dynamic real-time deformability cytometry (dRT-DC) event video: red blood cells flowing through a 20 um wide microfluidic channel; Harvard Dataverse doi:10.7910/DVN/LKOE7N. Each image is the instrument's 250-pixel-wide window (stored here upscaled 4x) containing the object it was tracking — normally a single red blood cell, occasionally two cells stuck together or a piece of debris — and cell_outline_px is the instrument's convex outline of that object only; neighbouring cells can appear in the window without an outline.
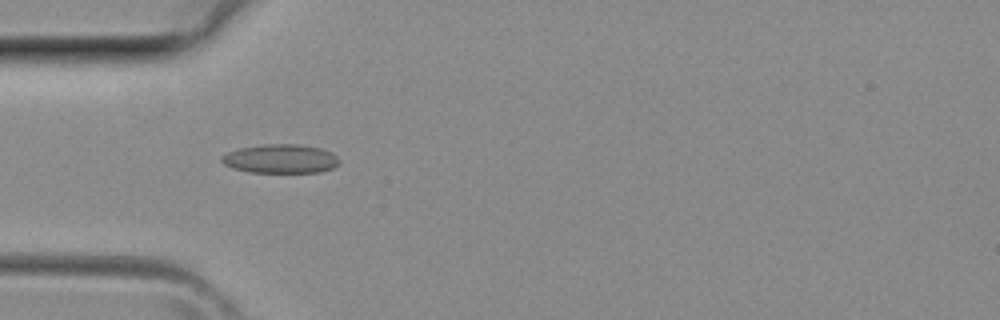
{"species": "common noctule bat (a hibernating species)", "species_latin": "Nyctalus noctula", "temperature_condition": "room temperature", "stored_images_in_passage": 30, "camera_frame_rate_fps": 3000, "um_per_image_px": 0.085, "animal": {"sex": "female", "body_mass_g": 29.2, "forearm_length_mm": 56.3}, "frame": {"image": 1, "passage_image": 3, "time_ms": 0.667, "image_size_px": [1000, 320], "cell_outline_px": [[340, 164], [332, 168], [320, 172], [248, 172], [232, 168], [224, 164], [220, 160], [220, 156], [228, 152], [240, 148], [264, 144], [296, 144], [320, 148], [332, 152], [340, 160]], "centroid_in_image_um": [23.84, 13.5], "position_along_channel_um": 61.2, "area_um2": 19.88}}
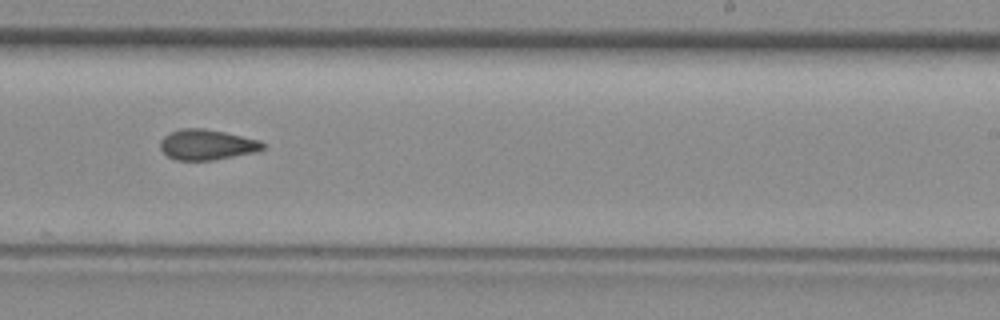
{"frame": {"image": 2, "passage_image": 15, "time_ms": 4.667, "image_size_px": [1000, 320], "cell_outline_px": [[264, 148], [256, 152], [212, 160], [176, 160], [168, 156], [160, 148], [160, 140], [164, 136], [180, 128], [200, 128], [224, 132], [260, 140], [264, 144]], "centroid_in_image_um": [17.58, 12.3], "position_along_channel_um": 271.4, "area_um2": 18.03}}
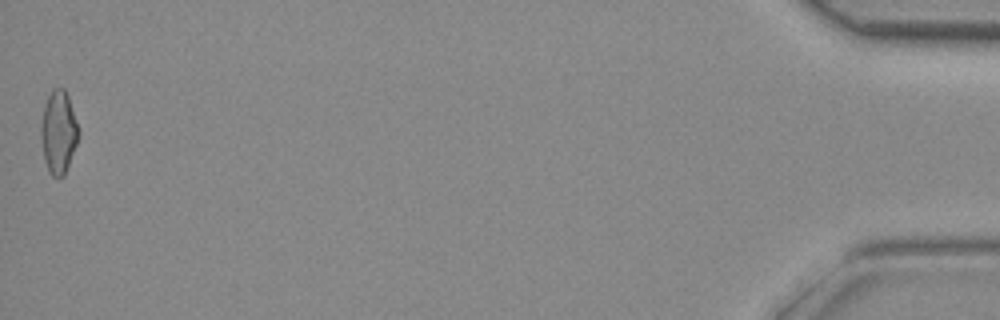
{"frame": {"image": 3, "passage_image": 30, "time_ms": 9.667, "image_size_px": [1000, 320], "cell_outline_px": [[80, 132], [76, 144], [64, 176], [60, 180], [52, 176], [48, 172], [44, 160], [40, 136], [40, 128], [44, 104], [52, 88], [64, 88], [68, 96]], "centroid_in_image_um": [4.95, 11.26], "position_along_channel_um": 430.2, "area_um2": 18.32}}